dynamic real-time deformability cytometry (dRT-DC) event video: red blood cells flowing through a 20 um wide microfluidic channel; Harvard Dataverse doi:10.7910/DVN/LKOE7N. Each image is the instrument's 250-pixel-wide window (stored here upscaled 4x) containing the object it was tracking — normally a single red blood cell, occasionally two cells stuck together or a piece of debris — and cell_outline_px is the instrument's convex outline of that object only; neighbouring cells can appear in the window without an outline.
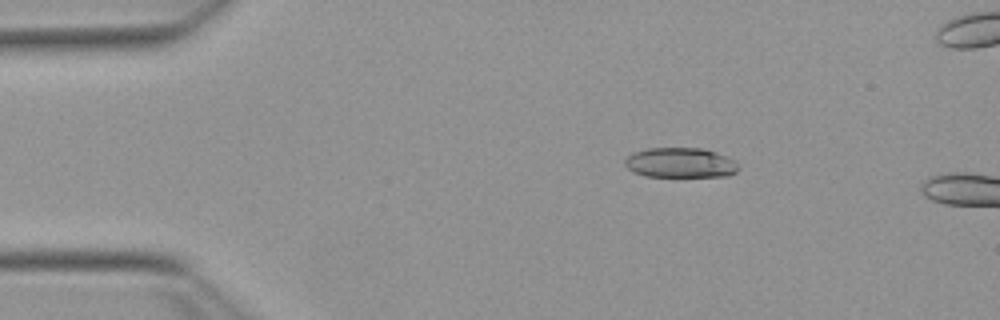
{"species": "Egyptian fruit bat (a non-hibernating species)", "species_latin": "Rousettus aegyptiacus", "temperature_condition": "warm", "stored_images_in_passage": 7, "camera_frame_rate_fps": 3000, "um_per_image_px": 0.085, "animal": {"sex": "female"}, "frame": {"image": 1, "passage_image": 1, "time_ms": 0.0, "image_size_px": [1000, 320], "cell_outline_px": [[740, 168], [736, 172], [728, 176], [644, 176], [628, 168], [624, 164], [624, 160], [628, 156], [636, 152], [648, 148], [704, 148], [716, 152], [736, 160], [740, 164]], "centroid_in_image_um": [57.9, 13.83], "position_along_channel_um": 27.1, "area_um2": 19.88}}